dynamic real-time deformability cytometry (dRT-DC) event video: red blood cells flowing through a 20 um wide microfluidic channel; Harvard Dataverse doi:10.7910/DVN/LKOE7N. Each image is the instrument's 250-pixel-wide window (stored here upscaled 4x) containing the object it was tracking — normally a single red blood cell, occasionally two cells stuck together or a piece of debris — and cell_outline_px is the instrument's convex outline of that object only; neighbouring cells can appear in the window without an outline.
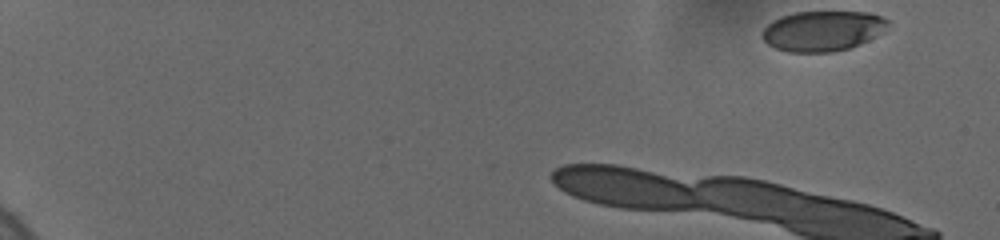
{"species": "human", "species_latin": "Homo sapiens", "temperature_condition": "cold", "stored_images_in_passage": 5, "camera_frame_rate_fps": 3000, "um_per_image_px": 0.085, "donor": {"sex": "female"}, "frame": {"image": 1, "passage_image": 1, "time_ms": 0.0, "image_size_px": [1000, 240], "cell_outline_px": [[888, 24], [884, 32], [860, 44], [848, 48], [832, 52], [788, 52], [776, 48], [768, 44], [760, 36], [760, 32], [772, 20], [780, 16], [796, 12], [868, 12], [880, 16], [888, 20]], "centroid_in_image_um": [69.9, 2.62], "position_along_channel_um": 15.1, "area_um2": 29.59}}